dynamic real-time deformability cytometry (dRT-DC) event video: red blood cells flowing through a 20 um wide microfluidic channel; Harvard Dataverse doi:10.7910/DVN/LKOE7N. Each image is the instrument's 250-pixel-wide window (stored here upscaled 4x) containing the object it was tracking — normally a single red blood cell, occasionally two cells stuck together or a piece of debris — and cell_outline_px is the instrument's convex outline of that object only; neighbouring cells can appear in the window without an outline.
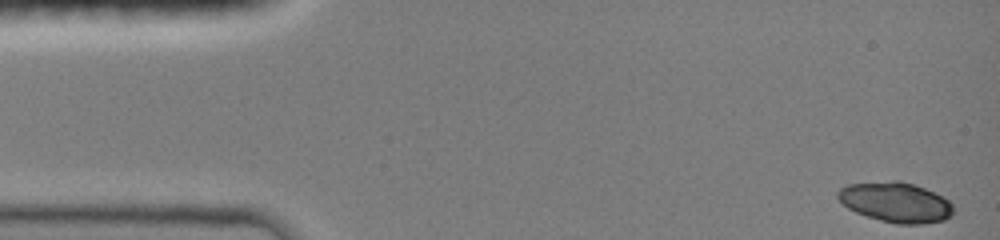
{"species": "common noctule bat (a hibernating species)", "species_latin": "Nyctalus noctula", "temperature_condition": "room temperature", "stored_images_in_passage": 57, "camera_frame_rate_fps": 3000, "um_per_image_px": 0.085, "animal": {"sex": "female", "body_mass_g": 19.0, "forearm_length_mm": 51.5}, "frame": {"image": 1, "passage_image": 1, "time_ms": 0.0, "image_size_px": [1000, 240], "cell_outline_px": [[952, 216], [944, 220], [924, 224], [896, 224], [880, 220], [856, 212], [848, 208], [836, 196], [836, 192], [840, 188], [848, 184], [896, 180], [912, 184], [924, 188], [948, 200], [952, 204]], "centroid_in_image_um": [76.12, 17.2], "position_along_channel_um": 8.9, "area_um2": 26.76}}
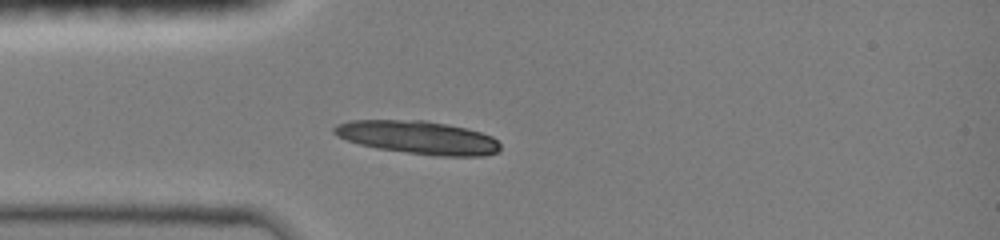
{"frame": {"image": 2, "passage_image": 14, "time_ms": 3.667, "image_size_px": [1000, 240], "cell_outline_px": [[500, 148], [496, 152], [484, 156], [436, 156], [376, 148], [360, 144], [336, 136], [332, 132], [332, 128], [336, 124], [348, 120], [424, 120], [464, 128], [480, 132], [492, 136], [500, 144]], "centroid_in_image_um": [35.5, 11.68], "position_along_channel_um": 49.5, "area_um2": 32.02}}